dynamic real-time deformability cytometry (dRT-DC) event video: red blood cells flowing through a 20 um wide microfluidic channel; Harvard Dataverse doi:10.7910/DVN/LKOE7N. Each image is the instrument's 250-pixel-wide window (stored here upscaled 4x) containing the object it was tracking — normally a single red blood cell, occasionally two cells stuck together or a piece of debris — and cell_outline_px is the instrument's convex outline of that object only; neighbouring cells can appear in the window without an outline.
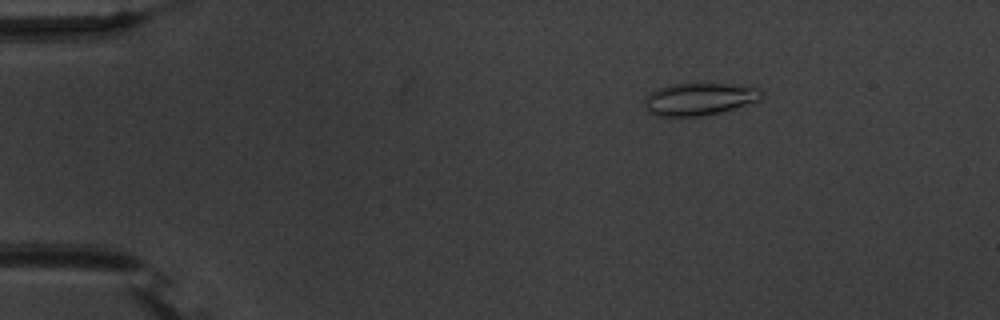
{"species": "common noctule bat (a hibernating species)", "species_latin": "Nyctalus noctula", "temperature_condition": "warm", "stored_images_in_passage": 53, "camera_frame_rate_fps": 3000, "um_per_image_px": 0.085, "animal": {"sex": "male", "body_mass_g": 20.1, "forearm_length_mm": 53.5}, "frame": {"image": 1, "passage_image": 8, "time_ms": 2.333, "image_size_px": [1000, 320], "cell_outline_px": [[764, 96], [760, 100], [720, 112], [700, 116], [656, 116], [648, 112], [644, 100], [656, 88], [676, 84], [724, 84], [760, 88], [764, 92]], "centroid_in_image_um": [59.46, 8.42], "position_along_channel_um": 25.5, "area_um2": 21.79}}
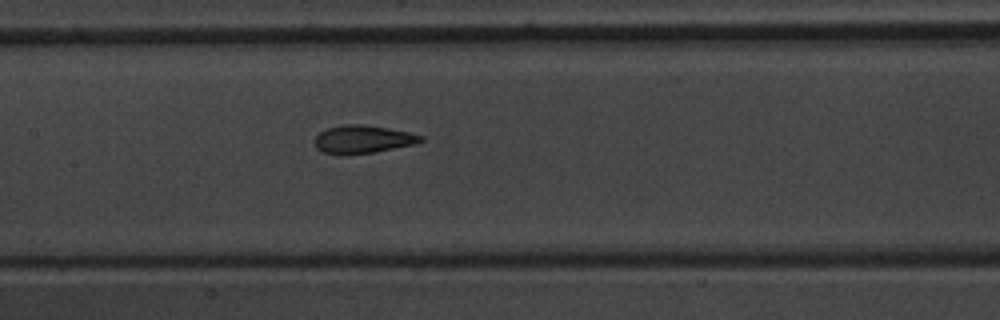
{"frame": {"image": 2, "passage_image": 26, "time_ms": 8.333, "image_size_px": [1000, 320], "cell_outline_px": [[424, 140], [416, 144], [372, 152], [320, 152], [316, 148], [316, 136], [320, 132], [328, 128], [348, 124], [364, 124], [388, 128], [408, 132], [424, 136]], "centroid_in_image_um": [30.9, 11.8], "position_along_channel_um": 176.5, "area_um2": 16.65}}
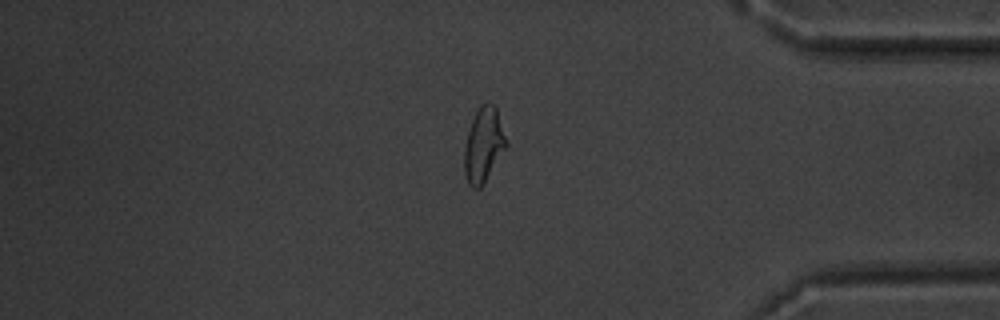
{"frame": {"image": 3, "passage_image": 45, "time_ms": 14.667, "image_size_px": [1000, 320], "cell_outline_px": [[508, 144], [480, 188], [472, 188], [468, 184], [464, 172], [464, 148], [468, 132], [472, 120], [480, 104], [492, 104], [496, 108], [508, 140]], "centroid_in_image_um": [41.1, 12.32], "position_along_channel_um": 394.1, "area_um2": 17.98}, "authors_computed_cell_mechanics": {"area_um2": 18.0914, "velocity_mm_per_s": 3.7848, "shape_relaxation_time_tau1_ms": 8.8531, "shape_relaxation_time_tau2_ms": 1.2862, "deformation_change_tau1": 0.2335, "deformation_change_tau2": 0.0722}}